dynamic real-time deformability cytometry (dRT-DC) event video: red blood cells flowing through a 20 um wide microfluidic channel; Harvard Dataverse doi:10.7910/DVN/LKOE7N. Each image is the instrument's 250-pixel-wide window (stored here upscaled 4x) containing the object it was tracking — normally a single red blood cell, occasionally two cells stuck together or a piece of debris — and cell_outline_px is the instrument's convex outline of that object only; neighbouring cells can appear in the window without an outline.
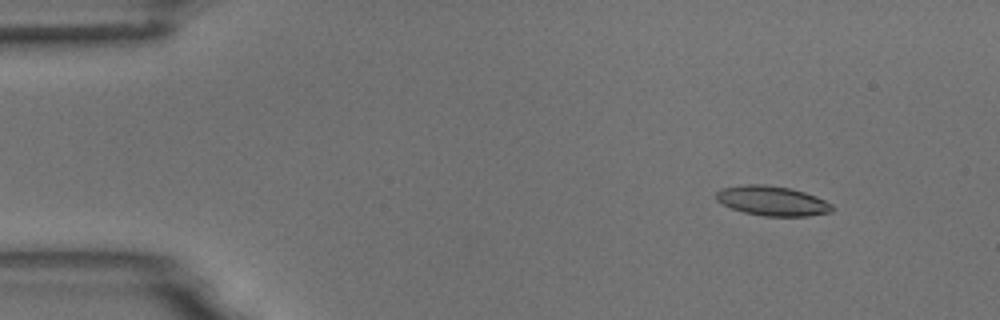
{"species": "common noctule bat (a hibernating species)", "species_latin": "Nyctalus noctula", "temperature_condition": "room temperature", "stored_images_in_passage": 16, "camera_frame_rate_fps": 3000, "um_per_image_px": 0.085, "animal": {"sex": "male", "body_mass_g": 18.8}, "frame": {"image": 1, "passage_image": 7, "time_ms": 2.0, "image_size_px": [1000, 320], "cell_outline_px": [[832, 212], [808, 216], [764, 216], [744, 212], [732, 208], [716, 200], [716, 192], [724, 188], [748, 184], [764, 184], [792, 188], [816, 196], [832, 204]], "centroid_in_image_um": [65.67, 17.07], "position_along_channel_um": 19.3, "area_um2": 19.94}}